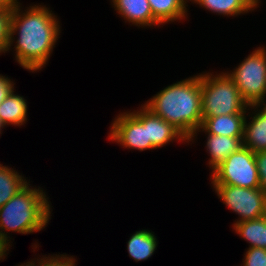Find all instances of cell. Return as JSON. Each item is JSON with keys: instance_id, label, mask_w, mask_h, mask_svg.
<instances>
[{"instance_id": "6da1fadb", "label": "cell", "mask_w": 266, "mask_h": 266, "mask_svg": "<svg viewBox=\"0 0 266 266\" xmlns=\"http://www.w3.org/2000/svg\"><path fill=\"white\" fill-rule=\"evenodd\" d=\"M20 5L11 13L8 52L16 40L15 60L23 69L40 71L60 38V21L46 5H31L24 11Z\"/></svg>"}, {"instance_id": "7a4b0ae2", "label": "cell", "mask_w": 266, "mask_h": 266, "mask_svg": "<svg viewBox=\"0 0 266 266\" xmlns=\"http://www.w3.org/2000/svg\"><path fill=\"white\" fill-rule=\"evenodd\" d=\"M201 74L168 85L143 105L177 129L187 141L203 123Z\"/></svg>"}, {"instance_id": "3957f363", "label": "cell", "mask_w": 266, "mask_h": 266, "mask_svg": "<svg viewBox=\"0 0 266 266\" xmlns=\"http://www.w3.org/2000/svg\"><path fill=\"white\" fill-rule=\"evenodd\" d=\"M33 187L28 183L0 208V233L10 242V231L24 235L39 232L51 219L49 197L41 187Z\"/></svg>"}, {"instance_id": "277c9868", "label": "cell", "mask_w": 266, "mask_h": 266, "mask_svg": "<svg viewBox=\"0 0 266 266\" xmlns=\"http://www.w3.org/2000/svg\"><path fill=\"white\" fill-rule=\"evenodd\" d=\"M203 73V74H202ZM201 73V105L203 120L206 117L246 113L250 106L227 72Z\"/></svg>"}, {"instance_id": "5b68a950", "label": "cell", "mask_w": 266, "mask_h": 266, "mask_svg": "<svg viewBox=\"0 0 266 266\" xmlns=\"http://www.w3.org/2000/svg\"><path fill=\"white\" fill-rule=\"evenodd\" d=\"M246 103L256 105L266 100V47H257L251 54L227 72Z\"/></svg>"}, {"instance_id": "8992f818", "label": "cell", "mask_w": 266, "mask_h": 266, "mask_svg": "<svg viewBox=\"0 0 266 266\" xmlns=\"http://www.w3.org/2000/svg\"><path fill=\"white\" fill-rule=\"evenodd\" d=\"M212 185L261 188L255 153L242 146L211 172Z\"/></svg>"}, {"instance_id": "52a82bcc", "label": "cell", "mask_w": 266, "mask_h": 266, "mask_svg": "<svg viewBox=\"0 0 266 266\" xmlns=\"http://www.w3.org/2000/svg\"><path fill=\"white\" fill-rule=\"evenodd\" d=\"M223 204L239 218L234 223L266 216V192L262 188L212 185Z\"/></svg>"}, {"instance_id": "ba28073f", "label": "cell", "mask_w": 266, "mask_h": 266, "mask_svg": "<svg viewBox=\"0 0 266 266\" xmlns=\"http://www.w3.org/2000/svg\"><path fill=\"white\" fill-rule=\"evenodd\" d=\"M107 139L114 141L119 146L139 151L156 149L148 140L147 125L133 112L119 113L115 116Z\"/></svg>"}, {"instance_id": "9c48e42d", "label": "cell", "mask_w": 266, "mask_h": 266, "mask_svg": "<svg viewBox=\"0 0 266 266\" xmlns=\"http://www.w3.org/2000/svg\"><path fill=\"white\" fill-rule=\"evenodd\" d=\"M138 109L132 112L144 125H147L148 140L151 141V144L156 149L167 145V143H173V141L177 139L178 142L182 141V143H188L186 138L177 129L161 117L153 114L143 104Z\"/></svg>"}, {"instance_id": "30bf717a", "label": "cell", "mask_w": 266, "mask_h": 266, "mask_svg": "<svg viewBox=\"0 0 266 266\" xmlns=\"http://www.w3.org/2000/svg\"><path fill=\"white\" fill-rule=\"evenodd\" d=\"M202 130V131H201ZM198 132H205L207 135L206 150L209 153V168L212 171L218 167L231 154L238 151L243 146V137H229L208 133L202 126L195 131L193 137L188 141L193 142Z\"/></svg>"}, {"instance_id": "8fae6325", "label": "cell", "mask_w": 266, "mask_h": 266, "mask_svg": "<svg viewBox=\"0 0 266 266\" xmlns=\"http://www.w3.org/2000/svg\"><path fill=\"white\" fill-rule=\"evenodd\" d=\"M111 2L119 16L129 24L142 28L162 25L153 16L148 0H111Z\"/></svg>"}, {"instance_id": "7c38bea8", "label": "cell", "mask_w": 266, "mask_h": 266, "mask_svg": "<svg viewBox=\"0 0 266 266\" xmlns=\"http://www.w3.org/2000/svg\"><path fill=\"white\" fill-rule=\"evenodd\" d=\"M251 121L245 117L243 130V146L253 153L266 151V114L257 105L250 106ZM248 122V123H247Z\"/></svg>"}, {"instance_id": "4fadbf2b", "label": "cell", "mask_w": 266, "mask_h": 266, "mask_svg": "<svg viewBox=\"0 0 266 266\" xmlns=\"http://www.w3.org/2000/svg\"><path fill=\"white\" fill-rule=\"evenodd\" d=\"M236 113L206 117L202 127L210 134L224 135L229 137H243L244 121L248 113Z\"/></svg>"}, {"instance_id": "5bb4252c", "label": "cell", "mask_w": 266, "mask_h": 266, "mask_svg": "<svg viewBox=\"0 0 266 266\" xmlns=\"http://www.w3.org/2000/svg\"><path fill=\"white\" fill-rule=\"evenodd\" d=\"M260 0H193L192 3L198 4L212 13L224 16H238L254 11L259 7Z\"/></svg>"}, {"instance_id": "9a60e30c", "label": "cell", "mask_w": 266, "mask_h": 266, "mask_svg": "<svg viewBox=\"0 0 266 266\" xmlns=\"http://www.w3.org/2000/svg\"><path fill=\"white\" fill-rule=\"evenodd\" d=\"M153 16L163 25L183 20L188 15V0H148Z\"/></svg>"}, {"instance_id": "2e32d148", "label": "cell", "mask_w": 266, "mask_h": 266, "mask_svg": "<svg viewBox=\"0 0 266 266\" xmlns=\"http://www.w3.org/2000/svg\"><path fill=\"white\" fill-rule=\"evenodd\" d=\"M14 92L0 104V120L5 126H21L27 121V100Z\"/></svg>"}, {"instance_id": "e0dca14e", "label": "cell", "mask_w": 266, "mask_h": 266, "mask_svg": "<svg viewBox=\"0 0 266 266\" xmlns=\"http://www.w3.org/2000/svg\"><path fill=\"white\" fill-rule=\"evenodd\" d=\"M158 241L154 232L148 229L136 231L127 242L129 257L136 262L150 258L157 249Z\"/></svg>"}, {"instance_id": "ac0fdd59", "label": "cell", "mask_w": 266, "mask_h": 266, "mask_svg": "<svg viewBox=\"0 0 266 266\" xmlns=\"http://www.w3.org/2000/svg\"><path fill=\"white\" fill-rule=\"evenodd\" d=\"M233 229L251 247L266 249V216L233 224Z\"/></svg>"}, {"instance_id": "d6986e66", "label": "cell", "mask_w": 266, "mask_h": 266, "mask_svg": "<svg viewBox=\"0 0 266 266\" xmlns=\"http://www.w3.org/2000/svg\"><path fill=\"white\" fill-rule=\"evenodd\" d=\"M27 182L26 178L19 172L0 164V208L16 195Z\"/></svg>"}, {"instance_id": "ffe728a7", "label": "cell", "mask_w": 266, "mask_h": 266, "mask_svg": "<svg viewBox=\"0 0 266 266\" xmlns=\"http://www.w3.org/2000/svg\"><path fill=\"white\" fill-rule=\"evenodd\" d=\"M12 10L0 9V53H7L10 39V22Z\"/></svg>"}, {"instance_id": "44dd1931", "label": "cell", "mask_w": 266, "mask_h": 266, "mask_svg": "<svg viewBox=\"0 0 266 266\" xmlns=\"http://www.w3.org/2000/svg\"><path fill=\"white\" fill-rule=\"evenodd\" d=\"M241 266H266V249L251 247L247 248Z\"/></svg>"}, {"instance_id": "7402d4cb", "label": "cell", "mask_w": 266, "mask_h": 266, "mask_svg": "<svg viewBox=\"0 0 266 266\" xmlns=\"http://www.w3.org/2000/svg\"><path fill=\"white\" fill-rule=\"evenodd\" d=\"M55 255V256H54ZM52 256H44V262L42 266H75L76 259L74 256L66 254H54Z\"/></svg>"}, {"instance_id": "603a6c76", "label": "cell", "mask_w": 266, "mask_h": 266, "mask_svg": "<svg viewBox=\"0 0 266 266\" xmlns=\"http://www.w3.org/2000/svg\"><path fill=\"white\" fill-rule=\"evenodd\" d=\"M255 161L261 188L266 192V151L255 153Z\"/></svg>"}, {"instance_id": "cb8c5ba5", "label": "cell", "mask_w": 266, "mask_h": 266, "mask_svg": "<svg viewBox=\"0 0 266 266\" xmlns=\"http://www.w3.org/2000/svg\"><path fill=\"white\" fill-rule=\"evenodd\" d=\"M15 83L10 78L0 74V104L7 98V96L13 91Z\"/></svg>"}, {"instance_id": "d4e9b609", "label": "cell", "mask_w": 266, "mask_h": 266, "mask_svg": "<svg viewBox=\"0 0 266 266\" xmlns=\"http://www.w3.org/2000/svg\"><path fill=\"white\" fill-rule=\"evenodd\" d=\"M11 242L0 233V261L8 255Z\"/></svg>"}, {"instance_id": "484cf974", "label": "cell", "mask_w": 266, "mask_h": 266, "mask_svg": "<svg viewBox=\"0 0 266 266\" xmlns=\"http://www.w3.org/2000/svg\"><path fill=\"white\" fill-rule=\"evenodd\" d=\"M19 3L18 0H0V9L13 10Z\"/></svg>"}, {"instance_id": "4316f807", "label": "cell", "mask_w": 266, "mask_h": 266, "mask_svg": "<svg viewBox=\"0 0 266 266\" xmlns=\"http://www.w3.org/2000/svg\"><path fill=\"white\" fill-rule=\"evenodd\" d=\"M36 261H38V262H36ZM43 262H44V255H43V257H41L39 259L37 258V260L33 259V260L29 261V262H26L24 264L22 263L21 265L19 264V265H16V266H42Z\"/></svg>"}, {"instance_id": "83f0119b", "label": "cell", "mask_w": 266, "mask_h": 266, "mask_svg": "<svg viewBox=\"0 0 266 266\" xmlns=\"http://www.w3.org/2000/svg\"><path fill=\"white\" fill-rule=\"evenodd\" d=\"M266 114V101L256 104Z\"/></svg>"}, {"instance_id": "f1b7e54d", "label": "cell", "mask_w": 266, "mask_h": 266, "mask_svg": "<svg viewBox=\"0 0 266 266\" xmlns=\"http://www.w3.org/2000/svg\"><path fill=\"white\" fill-rule=\"evenodd\" d=\"M4 127H6L2 122H1V120H0V134H2L1 132H2V129L4 128Z\"/></svg>"}]
</instances>
